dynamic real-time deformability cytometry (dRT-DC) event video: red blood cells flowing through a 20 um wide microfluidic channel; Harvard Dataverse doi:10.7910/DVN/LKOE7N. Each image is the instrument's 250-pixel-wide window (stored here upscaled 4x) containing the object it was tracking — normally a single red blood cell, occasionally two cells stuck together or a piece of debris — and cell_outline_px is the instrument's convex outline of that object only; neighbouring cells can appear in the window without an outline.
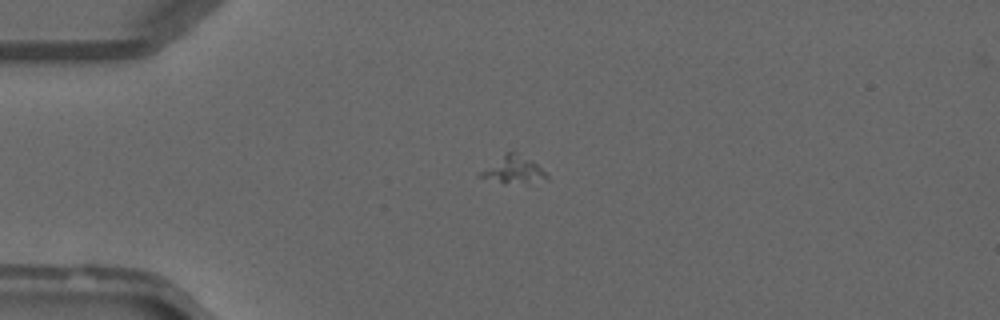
{"species": "common noctule bat (a hibernating species)", "species_latin": "Nyctalus noctula", "temperature_condition": "warm", "stored_images_in_passage": 2, "camera_frame_rate_fps": 3000, "um_per_image_px": 0.085, "animal": {"sex": "male", "forearm_length_mm": 52.5}, "frame": {"image": 1, "passage_image": 1, "time_ms": 0.0, "image_size_px": [1000, 320], "cell_outline_px": [[548, 180], [504, 184], [476, 176], [480, 172], [508, 152], [516, 152], [532, 160], [548, 176]], "centroid_in_image_um": [43.64, 14.46], "position_along_channel_um": 41.4, "area_um2": 10.23}}
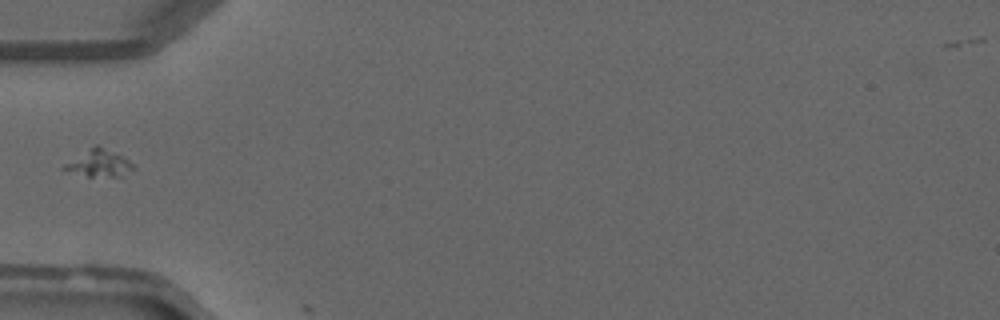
{"frame": {"image": 2, "passage_image": 2, "time_ms": 1.333, "image_size_px": [1000, 320], "cell_outline_px": [[136, 168], [124, 176], [88, 176], [60, 168], [64, 164], [96, 144], [128, 160]], "centroid_in_image_um": [8.43, 13.89], "position_along_channel_um": 76.6, "area_um2": 10.46}}